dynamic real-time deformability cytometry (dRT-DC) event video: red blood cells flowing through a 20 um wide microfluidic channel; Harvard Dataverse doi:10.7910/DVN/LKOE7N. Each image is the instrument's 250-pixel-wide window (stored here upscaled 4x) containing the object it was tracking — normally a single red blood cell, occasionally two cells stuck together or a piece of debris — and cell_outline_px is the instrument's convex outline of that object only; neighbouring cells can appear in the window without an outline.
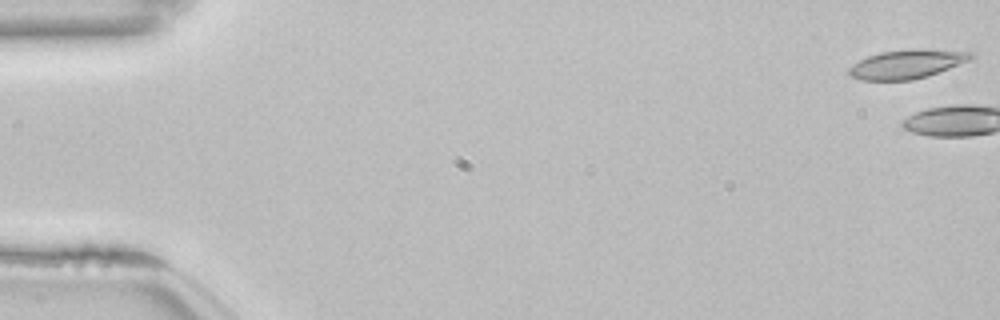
{"species": "common noctule bat (a hibernating species)", "species_latin": "Nyctalus noctula", "temperature_condition": "room temperature", "stored_images_in_passage": 3, "camera_frame_rate_fps": 3000, "um_per_image_px": 0.085, "animal": {"sex": "female", "body_mass_g": 22.7, "forearm_length_mm": 54.2}, "frame": {"image": 1, "passage_image": 1, "time_ms": 0.0, "image_size_px": [1000, 320], "cell_outline_px": [[976, 56], [968, 60], [948, 68], [912, 80], [860, 80], [848, 76], [848, 68], [852, 64], [868, 56], [880, 52], [916, 48], [928, 48], [972, 52]], "centroid_in_image_um": [77.04, 5.43], "position_along_channel_um": 8.0, "area_um2": 20.52}}